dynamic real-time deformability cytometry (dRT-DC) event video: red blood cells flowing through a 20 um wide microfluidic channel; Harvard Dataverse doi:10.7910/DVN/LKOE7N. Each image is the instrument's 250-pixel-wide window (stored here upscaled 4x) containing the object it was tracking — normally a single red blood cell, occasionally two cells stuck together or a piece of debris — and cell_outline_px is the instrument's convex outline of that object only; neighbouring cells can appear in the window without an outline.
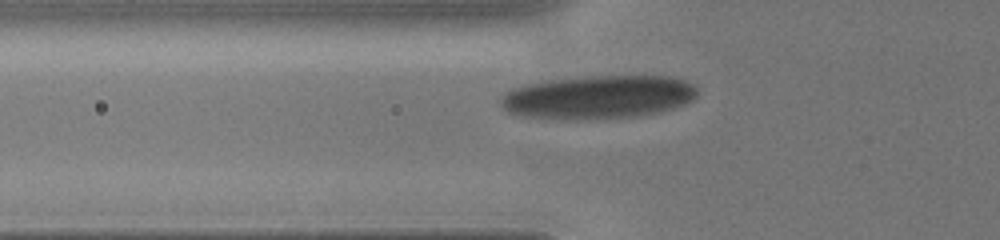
{"species": "human", "species_latin": "Homo sapiens", "temperature_condition": "cold", "stored_images_in_passage": 64, "camera_frame_rate_fps": 3000, "um_per_image_px": 0.085, "donor": {"sex": "male"}, "frame": {"image": 1, "passage_image": 8, "time_ms": 2.333, "image_size_px": [1000, 240], "cell_outline_px": [[696, 96], [692, 100], [684, 104], [660, 112], [640, 116], [576, 120], [560, 120], [516, 116], [508, 112], [500, 104], [500, 100], [504, 92], [512, 88], [524, 84], [548, 80], [588, 76], [668, 76], [684, 80], [692, 84], [696, 88]], "centroid_in_image_um": [50.78, 8.27], "position_along_channel_um": 75.0, "area_um2": 50.34}}
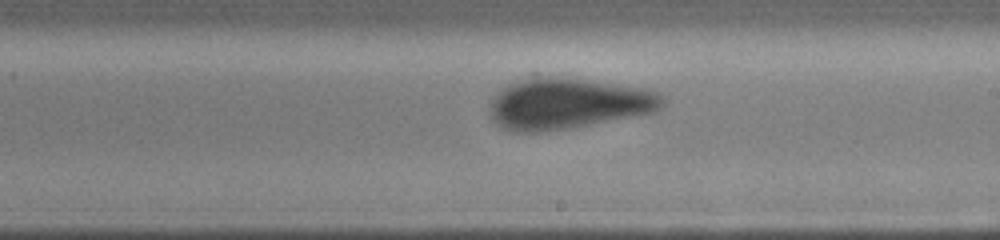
{"frame": {"image": 2, "passage_image": 31, "time_ms": 6.0, "image_size_px": [1000, 240], "cell_outline_px": [[668, 100], [656, 112], [568, 128], [540, 132], [512, 132], [504, 128], [492, 120], [488, 104], [496, 92], [508, 84], [532, 72], [536, 72], [648, 88], [664, 96]], "centroid_in_image_um": [48.23, 8.74], "position_along_channel_um": 240.8, "area_um2": 52.89}}
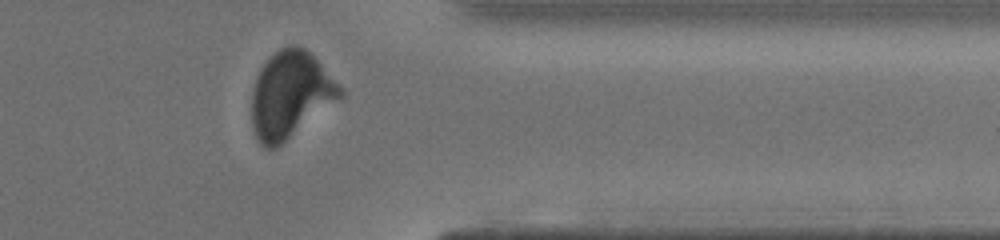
{"frame": {"image": 3, "passage_image": 55, "time_ms": 9.333, "image_size_px": [1000, 240], "cell_outline_px": [[344, 96], [276, 148], [264, 148], [256, 140], [252, 128], [252, 92], [260, 68], [280, 48], [288, 44], [296, 44], [304, 48], [344, 88]], "centroid_in_image_um": [24.68, 8.08], "position_along_channel_um": 386.7, "area_um2": 44.45}}